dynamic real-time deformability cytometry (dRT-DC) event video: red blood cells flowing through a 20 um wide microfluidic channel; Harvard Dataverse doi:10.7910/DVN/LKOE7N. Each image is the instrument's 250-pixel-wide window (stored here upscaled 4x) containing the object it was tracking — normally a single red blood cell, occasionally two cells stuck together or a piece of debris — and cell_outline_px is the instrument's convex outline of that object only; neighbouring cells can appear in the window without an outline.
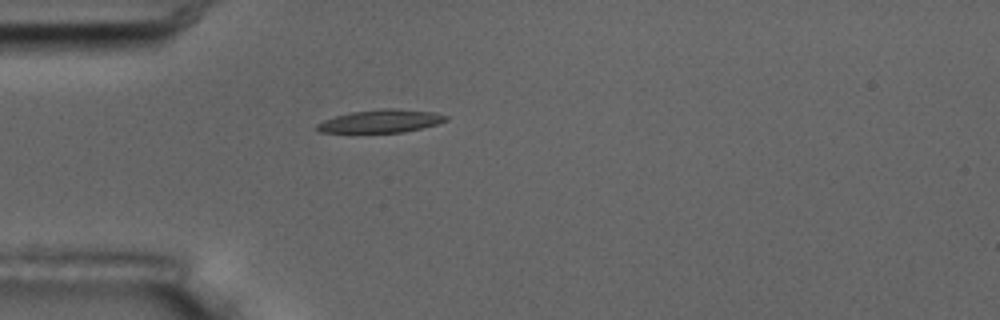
{"species": "common noctule bat (a hibernating species)", "species_latin": "Nyctalus noctula", "temperature_condition": "room temperature", "stored_images_in_passage": 1, "camera_frame_rate_fps": 3000, "um_per_image_px": 0.085, "animal": {"sex": "male", "body_mass_g": 17.5, "forearm_length_mm": 52.3}, "frame": {"image": 1, "passage_image": 1, "time_ms": 0.0, "image_size_px": [1000, 320], "cell_outline_px": [[448, 120], [436, 124], [404, 132], [320, 132], [316, 128], [316, 124], [324, 120], [348, 112], [380, 108], [396, 108], [432, 112], [448, 116]], "centroid_in_image_um": [32.36, 10.28], "position_along_channel_um": 52.6, "area_um2": 17.17}}